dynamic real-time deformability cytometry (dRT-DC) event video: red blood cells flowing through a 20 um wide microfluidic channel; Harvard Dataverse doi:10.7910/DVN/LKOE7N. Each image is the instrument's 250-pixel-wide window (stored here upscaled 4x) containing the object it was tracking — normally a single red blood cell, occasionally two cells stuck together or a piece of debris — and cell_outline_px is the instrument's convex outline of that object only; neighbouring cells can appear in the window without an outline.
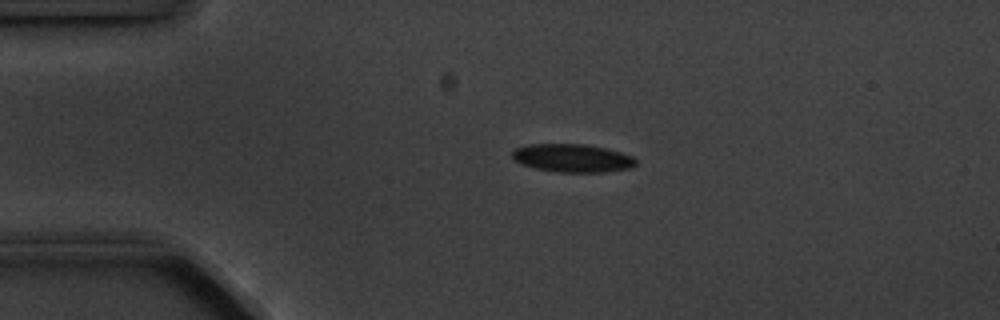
{"species": "common noctule bat (a hibernating species)", "species_latin": "Nyctalus noctula", "temperature_condition": "cold", "stored_images_in_passage": 4, "camera_frame_rate_fps": 3000, "um_per_image_px": 0.085, "animal": {"sex": "male", "body_mass_g": 20.1, "forearm_length_mm": 53.5}, "frame": {"image": 1, "passage_image": 3, "time_ms": 2.333, "image_size_px": [1000, 320], "cell_outline_px": [[636, 164], [632, 168], [604, 172], [556, 172], [536, 168], [520, 164], [512, 156], [512, 152], [516, 148], [528, 144], [584, 144], [604, 148], [620, 152], [632, 156], [636, 160]], "centroid_in_image_um": [48.66, 13.44], "position_along_channel_um": 36.3, "area_um2": 20.23}}